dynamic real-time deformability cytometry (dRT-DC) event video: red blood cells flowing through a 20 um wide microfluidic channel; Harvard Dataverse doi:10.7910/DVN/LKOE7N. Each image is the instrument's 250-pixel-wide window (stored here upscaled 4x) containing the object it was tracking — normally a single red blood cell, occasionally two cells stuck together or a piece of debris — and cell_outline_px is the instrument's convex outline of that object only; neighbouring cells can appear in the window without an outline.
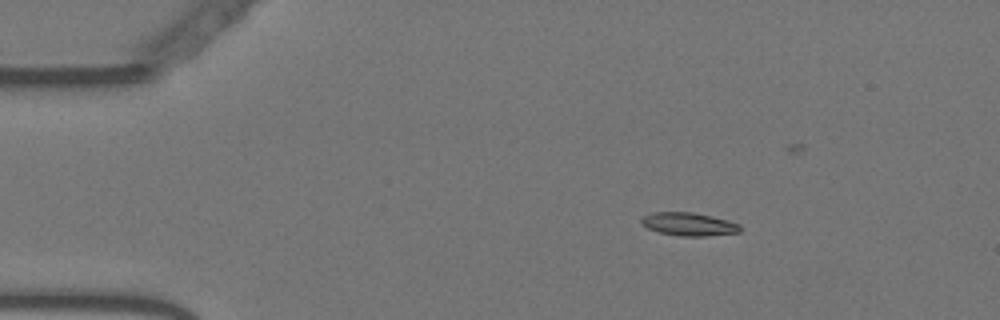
{"species": "Egyptian fruit bat (a non-hibernating species)", "species_latin": "Rousettus aegyptiacus", "temperature_condition": "warm", "stored_images_in_passage": 56, "camera_frame_rate_fps": 3000, "um_per_image_px": 0.085, "animal": {"sex": "female"}, "frame": {"image": 1, "passage_image": 9, "time_ms": 2.667, "image_size_px": [1000, 320], "cell_outline_px": [[740, 232], [704, 236], [680, 236], [660, 232], [648, 228], [640, 224], [640, 220], [644, 216], [652, 212], [692, 212], [712, 216], [728, 220], [740, 224]], "centroid_in_image_um": [58.53, 19.04], "position_along_channel_um": 26.5, "area_um2": 13.29}}
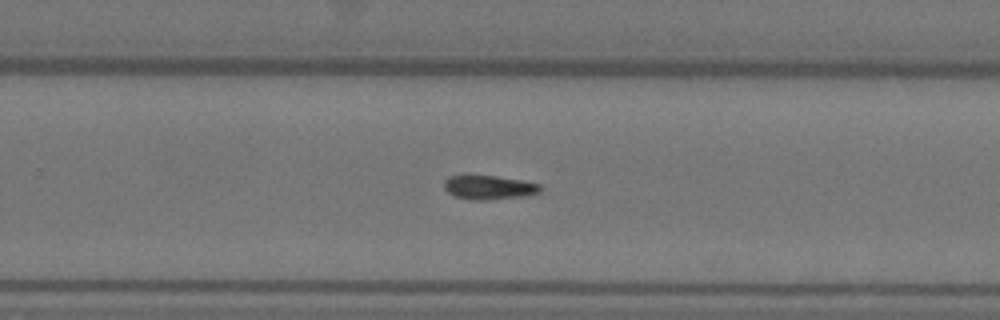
{"frame": {"image": 2, "passage_image": 36, "time_ms": 11.667, "image_size_px": [1000, 320], "cell_outline_px": [[544, 188], [540, 192], [528, 196], [488, 200], [472, 200], [452, 196], [444, 188], [444, 180], [448, 176], [464, 172], [468, 172], [496, 176], [520, 180], [540, 184]], "centroid_in_image_um": [41.5, 15.89], "position_along_channel_um": 288.3, "area_um2": 14.39}}
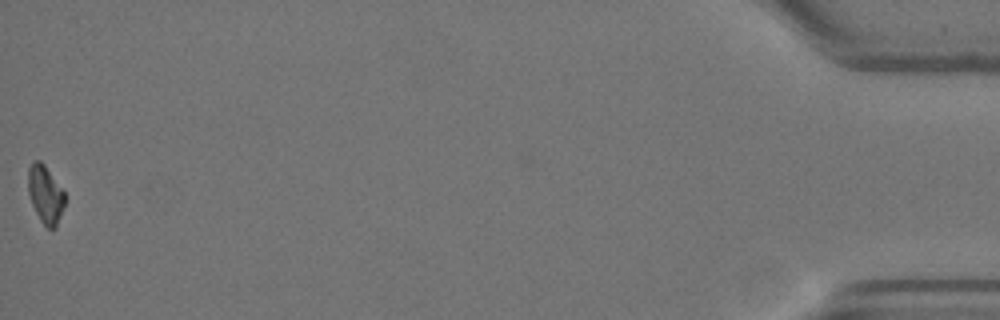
{"frame": {"image": 3, "passage_image": 56, "time_ms": 18.333, "image_size_px": [1000, 320], "cell_outline_px": [[64, 204], [56, 228], [48, 228], [40, 220], [32, 204], [28, 192], [28, 168], [32, 160], [40, 160], [44, 164], [64, 192]], "centroid_in_image_um": [3.83, 16.5], "position_along_channel_um": 431.4, "area_um2": 12.2}}